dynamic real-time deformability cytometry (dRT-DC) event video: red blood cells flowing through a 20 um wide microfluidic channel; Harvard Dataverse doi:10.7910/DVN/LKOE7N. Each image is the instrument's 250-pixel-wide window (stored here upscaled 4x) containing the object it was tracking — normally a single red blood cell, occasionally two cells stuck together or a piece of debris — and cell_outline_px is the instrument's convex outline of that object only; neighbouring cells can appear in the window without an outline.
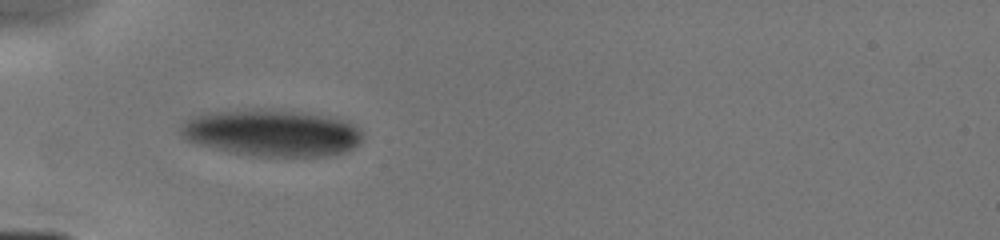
{"species": "human", "species_latin": "Homo sapiens", "temperature_condition": "cold", "stored_images_in_passage": 6, "camera_frame_rate_fps": 3000, "um_per_image_px": 0.085, "donor": {"sex": "male"}, "frame": {"image": 1, "passage_image": 5, "time_ms": 4.333, "image_size_px": [1000, 240], "cell_outline_px": [[364, 136], [360, 144], [344, 152], [328, 156], [248, 156], [200, 144], [188, 140], [180, 136], [180, 128], [184, 120], [188, 116], [200, 112], [256, 108], [308, 112], [328, 116], [352, 124], [360, 128], [364, 132]], "centroid_in_image_um": [23.08, 11.27], "position_along_channel_um": 61.9, "area_um2": 50.4}}